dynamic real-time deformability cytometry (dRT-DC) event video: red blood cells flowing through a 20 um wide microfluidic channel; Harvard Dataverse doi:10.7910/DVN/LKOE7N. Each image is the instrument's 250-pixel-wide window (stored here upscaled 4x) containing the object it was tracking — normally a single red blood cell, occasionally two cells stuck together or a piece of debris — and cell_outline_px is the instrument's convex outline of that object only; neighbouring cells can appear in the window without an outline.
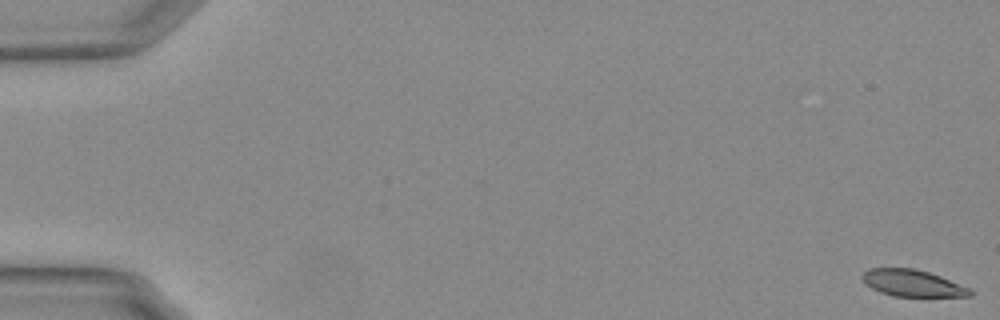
{"species": "Egyptian fruit bat (a non-hibernating species)", "species_latin": "Rousettus aegyptiacus", "temperature_condition": "warm", "stored_images_in_passage": 15, "camera_frame_rate_fps": 3000, "um_per_image_px": 0.085, "animal": {"sex": "female"}, "frame": {"image": 1, "passage_image": 1, "time_ms": 0.0, "image_size_px": [1000, 320], "cell_outline_px": [[972, 296], [892, 296], [880, 292], [872, 288], [860, 276], [868, 268], [912, 268], [928, 272], [940, 276], [968, 288], [972, 292]], "centroid_in_image_um": [77.52, 24.06], "position_along_channel_um": 7.5, "area_um2": 16.47}}
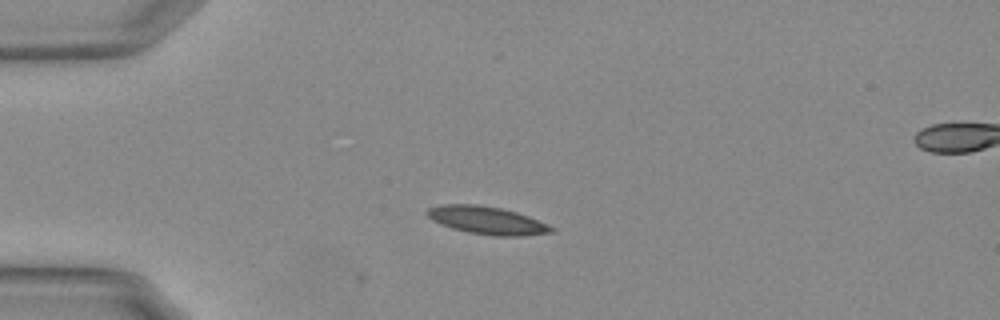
{"frame": {"image": 2, "passage_image": 15, "time_ms": 4.667, "image_size_px": [1000, 320], "cell_outline_px": [[556, 232], [524, 236], [492, 236], [468, 232], [452, 228], [440, 224], [432, 220], [424, 212], [428, 208], [440, 204], [476, 204], [500, 208], [516, 212], [528, 216], [548, 224], [556, 228]], "centroid_in_image_um": [41.41, 18.74], "position_along_channel_um": 43.6, "area_um2": 20.35}}